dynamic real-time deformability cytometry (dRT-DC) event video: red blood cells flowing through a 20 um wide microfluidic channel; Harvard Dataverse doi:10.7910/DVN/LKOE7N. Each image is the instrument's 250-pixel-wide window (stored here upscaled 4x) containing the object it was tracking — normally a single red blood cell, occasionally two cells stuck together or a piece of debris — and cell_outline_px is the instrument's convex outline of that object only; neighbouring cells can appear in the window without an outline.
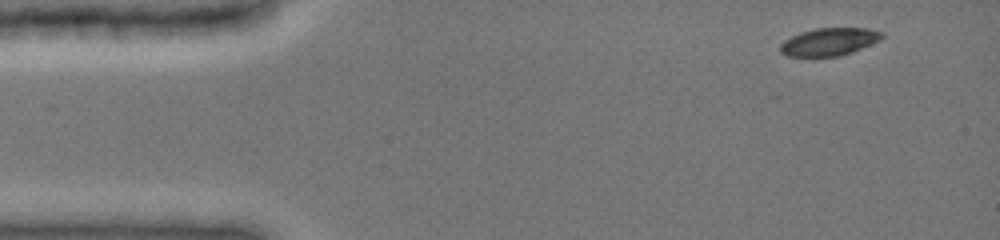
{"species": "common noctule bat (a hibernating species)", "species_latin": "Nyctalus noctula", "temperature_condition": "cold", "stored_images_in_passage": 5, "camera_frame_rate_fps": 3000, "um_per_image_px": 0.085, "animal": {"sex": "female", "body_mass_g": 19.0, "forearm_length_mm": 51.5}, "frame": {"image": 1, "passage_image": 1, "time_ms": 0.0, "image_size_px": [1000, 240], "cell_outline_px": [[884, 36], [880, 40], [852, 52], [840, 56], [788, 56], [780, 52], [780, 44], [784, 40], [800, 32], [816, 28], [868, 28], [884, 32]], "centroid_in_image_um": [70.49, 3.54], "position_along_channel_um": 14.5, "area_um2": 16.42}}
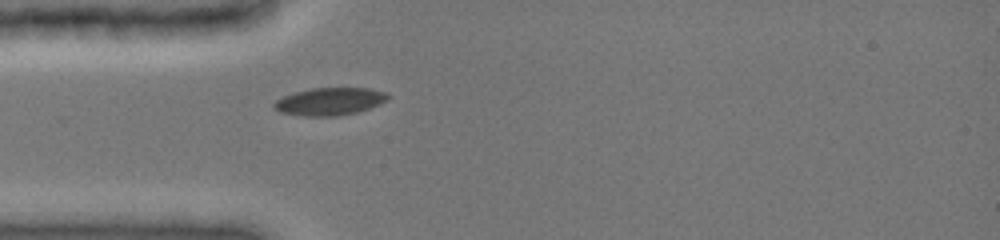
{"frame": {"image": 2, "passage_image": 5, "time_ms": 3.333, "image_size_px": [1000, 240], "cell_outline_px": [[392, 96], [388, 100], [380, 104], [356, 112], [336, 116], [300, 116], [280, 112], [272, 108], [272, 104], [276, 100], [284, 96], [296, 92], [312, 88], [368, 88], [384, 92]], "centroid_in_image_um": [28.01, 8.63], "position_along_channel_um": 57.0, "area_um2": 18.32}}